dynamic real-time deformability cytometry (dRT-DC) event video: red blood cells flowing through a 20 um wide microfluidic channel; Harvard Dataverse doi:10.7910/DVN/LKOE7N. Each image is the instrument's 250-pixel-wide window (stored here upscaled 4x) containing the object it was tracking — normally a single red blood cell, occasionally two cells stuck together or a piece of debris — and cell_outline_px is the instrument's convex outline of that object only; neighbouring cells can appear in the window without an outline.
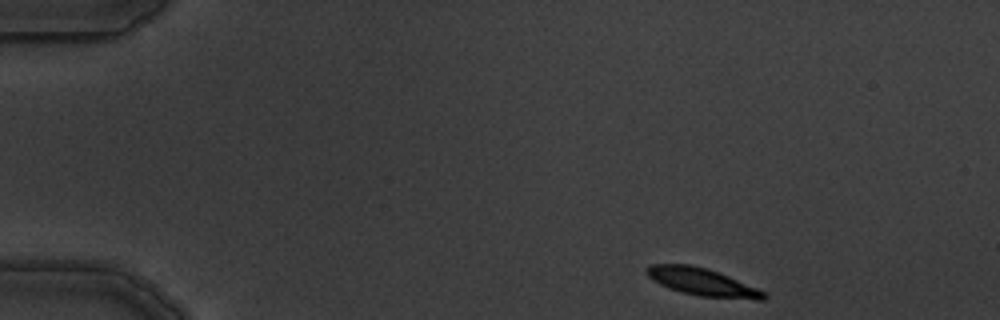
{"species": "common noctule bat (a hibernating species)", "species_latin": "Nyctalus noctula", "temperature_condition": "warm", "stored_images_in_passage": 5, "camera_frame_rate_fps": 3000, "um_per_image_px": 0.085, "animal": {"sex": "male", "body_mass_g": 19.5, "forearm_length_mm": 54.6}, "frame": {"image": 1, "passage_image": 1, "time_ms": 0.0, "image_size_px": [1000, 320], "cell_outline_px": [[768, 296], [764, 300], [756, 300], [700, 296], [668, 288], [652, 280], [644, 272], [644, 268], [652, 264], [688, 264], [708, 268], [768, 292]], "centroid_in_image_um": [59.71, 23.97], "position_along_channel_um": 25.3, "area_um2": 18.96}}
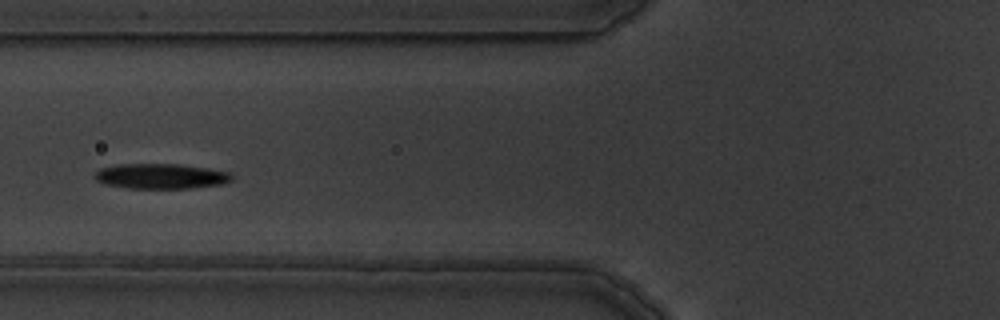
{"frame": {"image": 2, "passage_image": 5, "time_ms": 4.667, "image_size_px": [1000, 320], "cell_outline_px": [[232, 180], [224, 184], [192, 188], [128, 188], [104, 184], [96, 180], [92, 176], [100, 168], [116, 164], [180, 164], [208, 168], [232, 172]], "centroid_in_image_um": [13.68, 14.97], "position_along_channel_um": 112.1, "area_um2": 20.35}}